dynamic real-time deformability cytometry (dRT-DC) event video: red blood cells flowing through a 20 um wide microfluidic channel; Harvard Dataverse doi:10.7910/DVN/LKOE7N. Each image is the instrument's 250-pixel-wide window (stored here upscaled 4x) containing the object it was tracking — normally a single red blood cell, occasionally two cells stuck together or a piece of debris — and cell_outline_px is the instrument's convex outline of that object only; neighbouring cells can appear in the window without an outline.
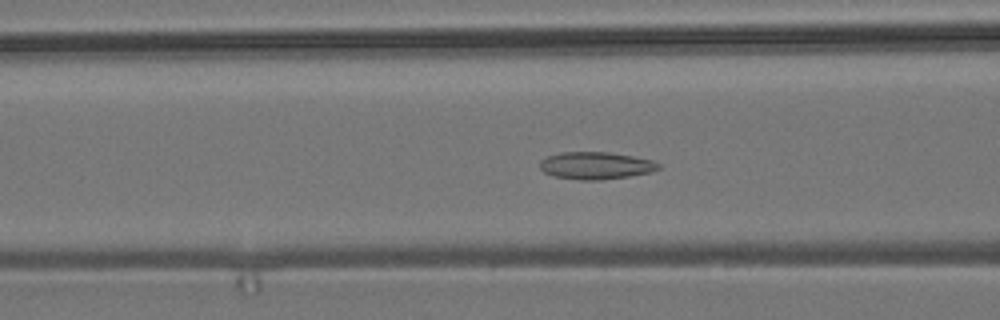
{"species": "common noctule bat (a hibernating species)", "species_latin": "Nyctalus noctula", "temperature_condition": "room temperature", "stored_images_in_passage": 56, "camera_frame_rate_fps": 3000, "um_per_image_px": 0.085, "animal": {"sex": "male", "body_mass_g": 19.2, "forearm_length_mm": 51.8}, "frame": {"image": 1, "passage_image": 22, "time_ms": 7.0, "image_size_px": [1000, 320], "cell_outline_px": [[660, 168], [652, 172], [628, 176], [600, 180], [580, 180], [552, 176], [544, 172], [540, 168], [540, 160], [548, 156], [560, 152], [608, 152], [632, 156], [652, 160], [660, 164]], "centroid_in_image_um": [50.63, 14.07], "position_along_channel_um": 116.0, "area_um2": 18.9}}
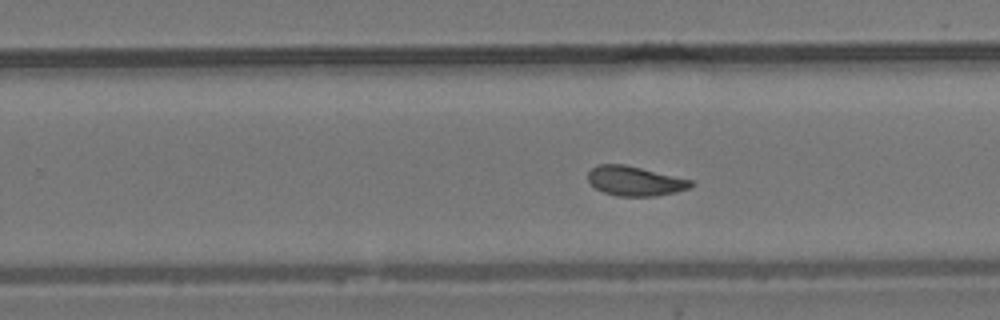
{"frame": {"image": 2, "passage_image": 35, "time_ms": 11.333, "image_size_px": [1000, 320], "cell_outline_px": [[692, 184], [688, 188], [676, 192], [656, 196], [616, 196], [604, 192], [596, 188], [588, 180], [588, 172], [596, 164], [624, 164], [692, 180]], "centroid_in_image_um": [53.94, 15.38], "position_along_channel_um": 275.9, "area_um2": 17.57}}
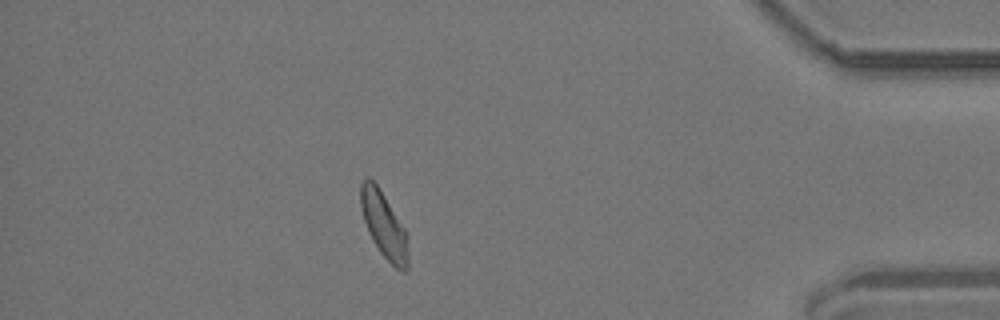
{"frame": {"image": 3, "passage_image": 49, "time_ms": 16.0, "image_size_px": [1000, 320], "cell_outline_px": [[408, 268], [404, 272], [400, 272], [380, 252], [372, 240], [368, 232], [364, 220], [360, 204], [360, 184], [364, 176], [368, 176], [376, 184], [384, 196], [404, 228], [408, 256]], "centroid_in_image_um": [32.59, 19.12], "position_along_channel_um": 402.6, "area_um2": 17.92}, "authors_computed_cell_mechanics": {"area_um2": 18.207, "velocity_mm_per_s": 3.6988, "shape_relaxation_time_tau1_ms": null, "shape_relaxation_time_tau2_ms": 3.3799, "deformation_change_tau1": null, "deformation_change_tau2": 0.0929}}